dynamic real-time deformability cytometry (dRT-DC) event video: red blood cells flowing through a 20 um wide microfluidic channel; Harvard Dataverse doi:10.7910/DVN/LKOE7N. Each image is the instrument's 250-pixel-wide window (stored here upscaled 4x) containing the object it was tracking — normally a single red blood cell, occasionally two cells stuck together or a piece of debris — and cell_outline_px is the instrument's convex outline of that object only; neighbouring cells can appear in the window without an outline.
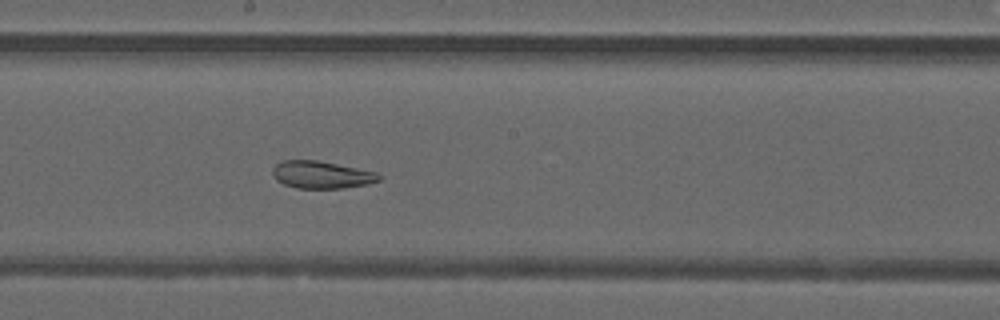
{"species": "common noctule bat (a hibernating species)", "species_latin": "Nyctalus noctula", "temperature_condition": "warm", "stored_images_in_passage": 48, "camera_frame_rate_fps": 3000, "um_per_image_px": 0.085, "animal": {"sex": "male", "forearm_length_mm": 52.5}, "frame": {"image": 1, "passage_image": 26, "time_ms": 8.333, "image_size_px": [1000, 320], "cell_outline_px": [[380, 180], [368, 184], [344, 188], [296, 188], [284, 184], [276, 180], [272, 172], [272, 168], [280, 160], [316, 160], [376, 172], [380, 176]], "centroid_in_image_um": [27.29, 14.85], "position_along_channel_um": 220.9, "area_um2": 16.88}}
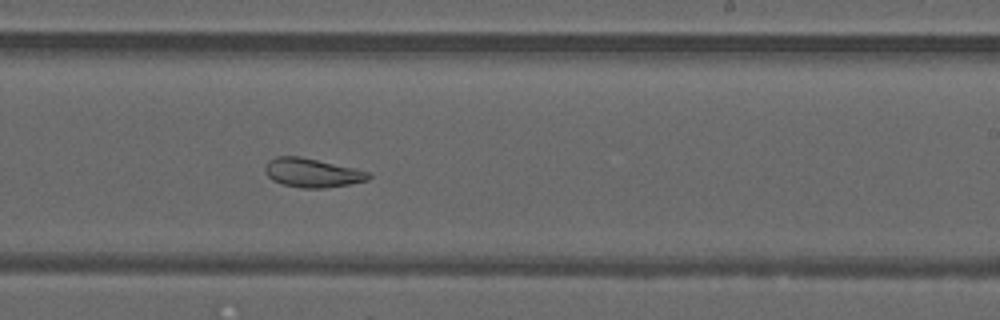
{"frame": {"image": 2, "passage_image": 29, "time_ms": 9.333, "image_size_px": [1000, 320], "cell_outline_px": [[372, 176], [368, 180], [348, 184], [324, 188], [300, 188], [280, 184], [272, 180], [264, 172], [264, 168], [268, 160], [276, 156], [300, 156], [352, 168], [368, 172]], "centroid_in_image_um": [26.47, 14.69], "position_along_channel_um": 262.5, "area_um2": 17.4}}
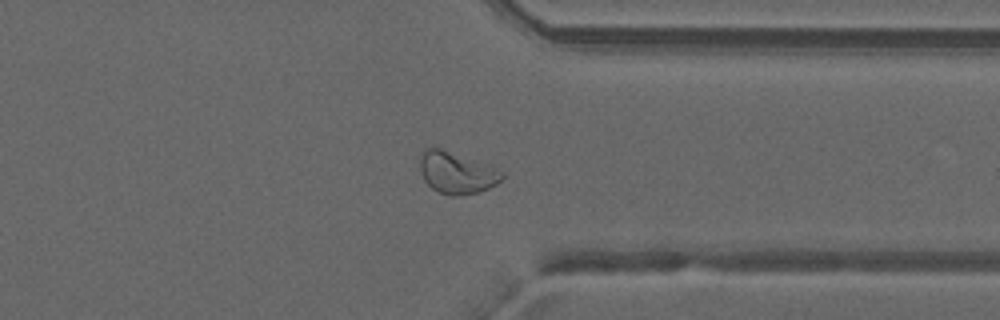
{"frame": {"image": 3, "passage_image": 37, "time_ms": 12.0, "image_size_px": [1000, 320], "cell_outline_px": [[504, 176], [496, 184], [488, 188], [476, 192], [460, 196], [448, 196], [432, 188], [424, 180], [420, 168], [420, 156], [424, 148], [440, 148], [504, 172]], "centroid_in_image_um": [38.77, 14.7], "position_along_channel_um": 372.6, "area_um2": 19.42}, "authors_computed_cell_mechanics": {"area_um2": 22.5998, "velocity_mm_per_s": 4.1863, "shape_relaxation_time_tau1_ms": null, "shape_relaxation_time_tau2_ms": 1.5951, "deformation_change_tau1": null, "deformation_change_tau2": 0.0674}}